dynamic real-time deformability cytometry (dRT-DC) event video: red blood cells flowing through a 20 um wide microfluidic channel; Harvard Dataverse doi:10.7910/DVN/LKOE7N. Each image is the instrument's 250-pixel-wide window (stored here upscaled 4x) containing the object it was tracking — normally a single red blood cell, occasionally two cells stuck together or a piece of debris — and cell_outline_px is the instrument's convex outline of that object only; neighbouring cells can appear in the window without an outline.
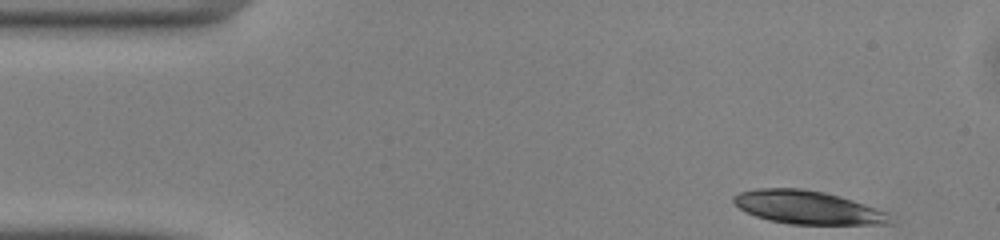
{"species": "common noctule bat (a hibernating species)", "species_latin": "Nyctalus noctula", "temperature_condition": "warm", "stored_images_in_passage": 12, "camera_frame_rate_fps": 3000, "um_per_image_px": 0.085, "animal": {"sex": "male", "body_mass_g": 13.0, "forearm_length_mm": 53.1}, "frame": {"image": 1, "passage_image": 1, "time_ms": 0.0, "image_size_px": [1000, 240], "cell_outline_px": [[892, 224], [788, 224], [768, 220], [756, 216], [740, 208], [732, 200], [732, 196], [740, 192], [756, 188], [800, 188], [824, 192], [840, 196], [888, 212]], "centroid_in_image_um": [68.63, 17.63], "position_along_channel_um": 16.4, "area_um2": 30.23}}